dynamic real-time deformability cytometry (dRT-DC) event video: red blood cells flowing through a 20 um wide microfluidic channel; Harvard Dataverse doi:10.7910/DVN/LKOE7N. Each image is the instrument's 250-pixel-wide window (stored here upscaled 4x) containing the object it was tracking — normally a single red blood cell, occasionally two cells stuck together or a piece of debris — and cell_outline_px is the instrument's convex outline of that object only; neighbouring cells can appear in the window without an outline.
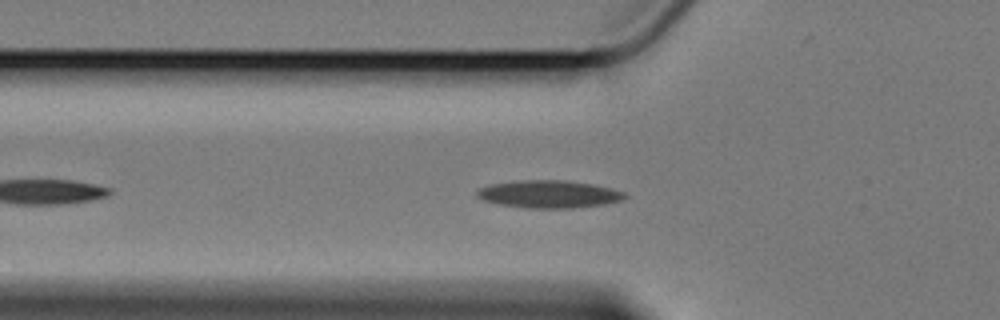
{"species": "Egyptian fruit bat (a non-hibernating species)", "species_latin": "Rousettus aegyptiacus", "temperature_condition": "cold", "stored_images_in_passage": 31, "camera_frame_rate_fps": 3000, "um_per_image_px": 0.085, "animal": {"sex": "female"}, "frame": {"image": 1, "passage_image": 8, "time_ms": 2.333, "image_size_px": [1000, 320], "cell_outline_px": [[628, 196], [624, 200], [604, 204], [572, 208], [524, 208], [500, 204], [484, 200], [476, 196], [476, 192], [480, 188], [492, 184], [524, 180], [564, 180], [592, 184], [624, 192]], "centroid_in_image_um": [46.67, 16.51], "position_along_channel_um": 79.1, "area_um2": 23.58}}
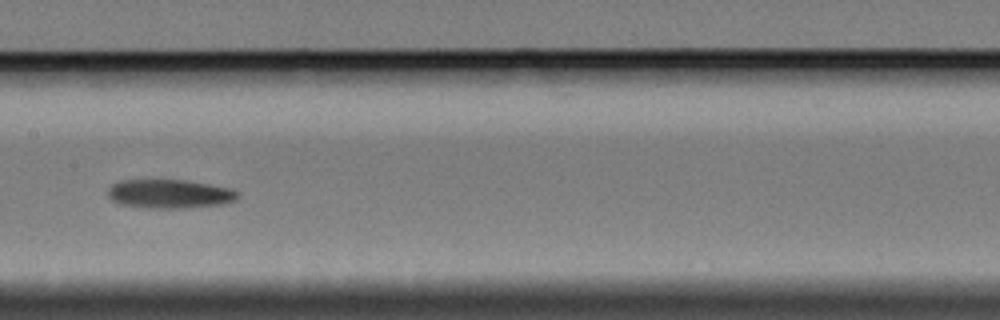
{"frame": {"image": 2, "passage_image": 18, "time_ms": 5.667, "image_size_px": [1000, 320], "cell_outline_px": [[240, 196], [236, 200], [224, 204], [188, 208], [144, 208], [120, 204], [112, 200], [108, 196], [108, 188], [112, 184], [120, 180], [184, 180], [232, 188], [240, 192]], "centroid_in_image_um": [14.45, 16.48], "position_along_channel_um": 193.0, "area_um2": 22.14}}
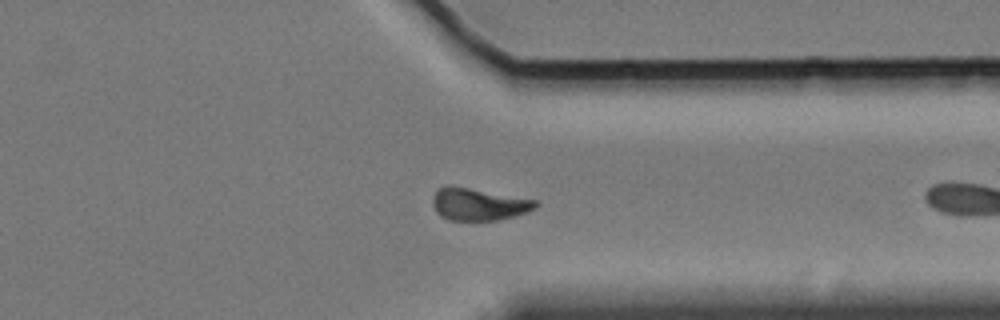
{"frame": {"image": 3, "passage_image": 30, "time_ms": 9.667, "image_size_px": [1000, 320], "cell_outline_px": [[536, 208], [528, 212], [496, 220], [448, 220], [440, 216], [436, 212], [432, 204], [432, 196], [440, 188], [468, 188], [536, 200]], "centroid_in_image_um": [40.67, 17.4], "position_along_channel_um": 370.7, "area_um2": 18.73}}